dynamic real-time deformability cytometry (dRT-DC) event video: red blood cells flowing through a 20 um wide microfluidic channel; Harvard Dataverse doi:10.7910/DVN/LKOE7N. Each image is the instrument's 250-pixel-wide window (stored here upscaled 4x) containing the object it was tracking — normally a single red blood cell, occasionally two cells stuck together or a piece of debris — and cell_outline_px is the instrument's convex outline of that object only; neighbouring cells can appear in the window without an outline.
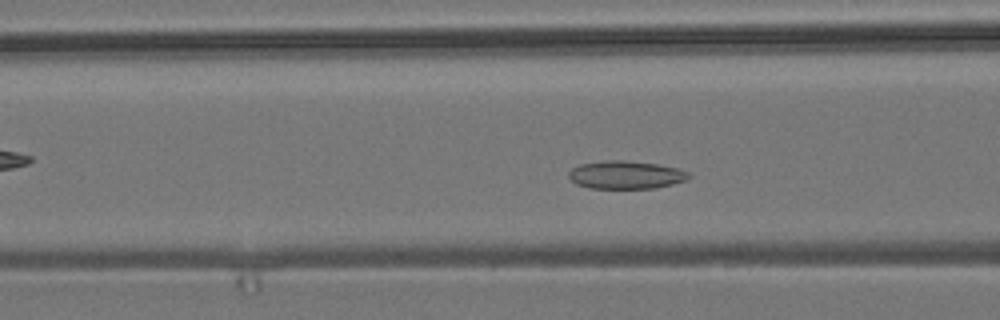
{"species": "common noctule bat (a hibernating species)", "species_latin": "Nyctalus noctula", "temperature_condition": "room temperature", "stored_images_in_passage": 50, "camera_frame_rate_fps": 3000, "um_per_image_px": 0.085, "animal": {"sex": "male", "body_mass_g": 19.2, "forearm_length_mm": 51.8}, "frame": {"image": 1, "passage_image": 16, "time_ms": 5.0, "image_size_px": [1000, 320], "cell_outline_px": [[692, 176], [684, 180], [672, 184], [656, 188], [588, 188], [576, 184], [568, 176], [568, 172], [572, 168], [580, 164], [604, 160], [624, 160], [656, 164], [680, 168], [688, 172]], "centroid_in_image_um": [53.18, 14.86], "position_along_channel_um": 113.4, "area_um2": 19.65}}
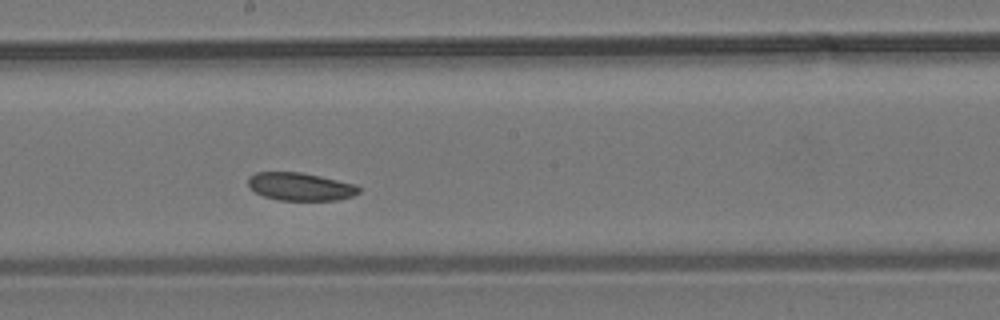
{"frame": {"image": 2, "passage_image": 25, "time_ms": 8.0, "image_size_px": [1000, 320], "cell_outline_px": [[360, 192], [352, 196], [336, 200], [280, 200], [264, 196], [256, 192], [248, 184], [248, 176], [256, 172], [300, 172], [356, 184], [360, 188]], "centroid_in_image_um": [25.53, 15.86], "position_along_channel_um": 222.7, "area_um2": 17.86}}
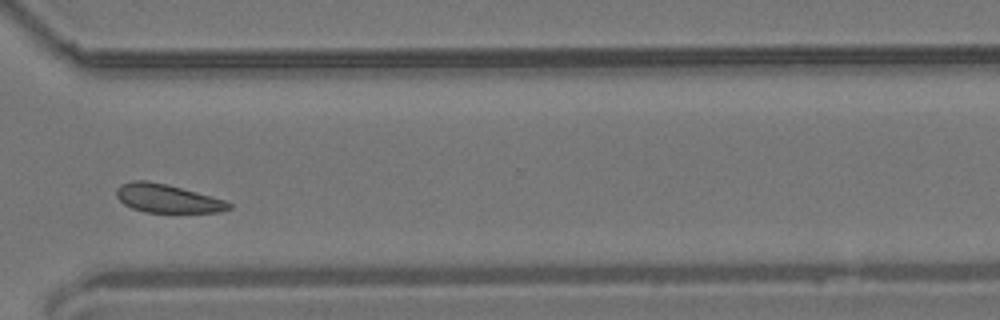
{"frame": {"image": 3, "passage_image": 36, "time_ms": 11.667, "image_size_px": [1000, 320], "cell_outline_px": [[232, 208], [220, 212], [144, 212], [132, 208], [124, 204], [116, 196], [116, 188], [120, 184], [132, 180], [144, 180], [164, 184], [196, 192], [224, 200], [232, 204]], "centroid_in_image_um": [14.19, 16.87], "position_along_channel_um": 356.4, "area_um2": 18.44}}